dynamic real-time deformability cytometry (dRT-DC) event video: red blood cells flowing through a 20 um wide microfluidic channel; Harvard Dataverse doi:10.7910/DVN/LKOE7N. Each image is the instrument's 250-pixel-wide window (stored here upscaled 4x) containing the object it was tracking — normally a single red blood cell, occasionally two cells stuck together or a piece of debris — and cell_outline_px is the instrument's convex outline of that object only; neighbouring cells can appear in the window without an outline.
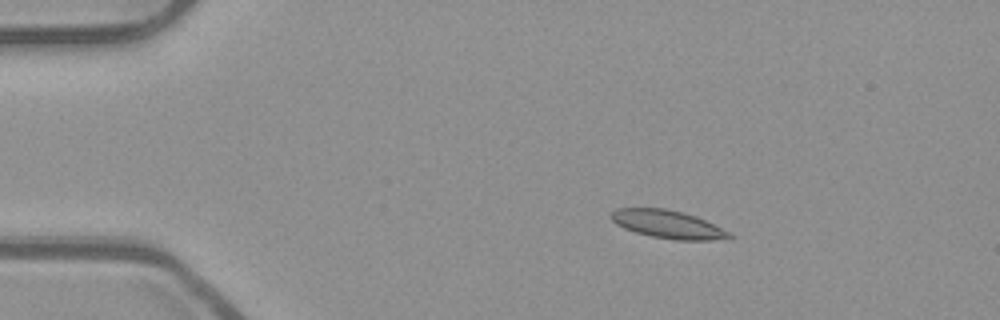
{"species": "common noctule bat (a hibernating species)", "species_latin": "Nyctalus noctula", "temperature_condition": "room temperature", "stored_images_in_passage": 43, "camera_frame_rate_fps": 3000, "um_per_image_px": 0.085, "animal": {"sex": "male", "body_mass_g": 23.1, "forearm_length_mm": 52.7}, "frame": {"image": 1, "passage_image": 1, "time_ms": 0.0, "image_size_px": [1000, 320], "cell_outline_px": [[736, 236], [732, 240], [676, 240], [652, 236], [636, 232], [624, 228], [616, 224], [612, 220], [612, 212], [616, 208], [664, 208], [684, 212], [696, 216]], "centroid_in_image_um": [56.82, 19.08], "position_along_channel_um": 28.2, "area_um2": 19.31}}
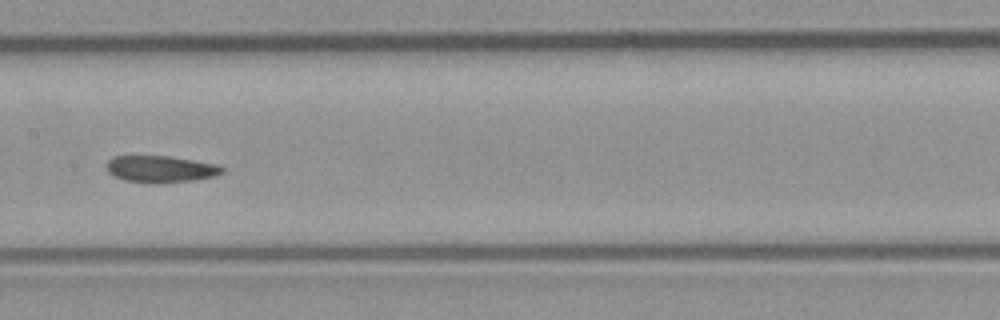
{"frame": {"image": 2, "passage_image": 19, "time_ms": 6.0, "image_size_px": [1000, 320], "cell_outline_px": [[224, 172], [216, 176], [192, 180], [160, 184], [156, 184], [124, 180], [108, 172], [104, 164], [112, 156], [168, 156], [220, 164], [224, 168]], "centroid_in_image_um": [13.67, 14.37], "position_along_channel_um": 193.7, "area_um2": 18.32}}
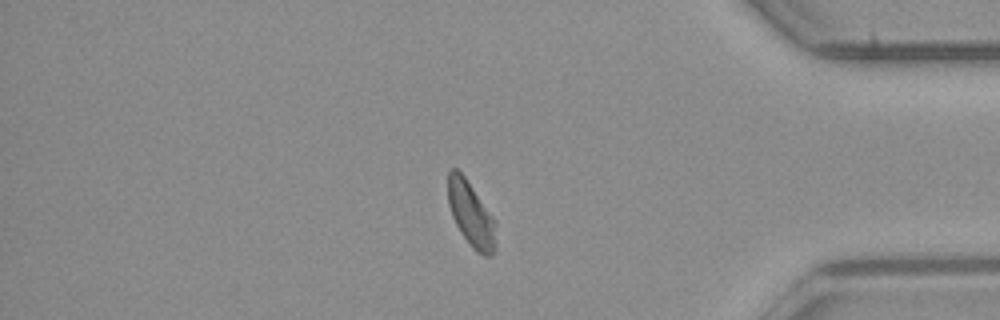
{"frame": {"image": 3, "passage_image": 37, "time_ms": 12.0, "image_size_px": [1000, 320], "cell_outline_px": [[496, 248], [492, 256], [484, 256], [476, 252], [472, 248], [460, 232], [452, 216], [448, 204], [448, 172], [452, 168], [456, 168], [464, 176], [496, 220]], "centroid_in_image_um": [40.06, 18.25], "position_along_channel_um": 395.1, "area_um2": 18.32}, "authors_computed_cell_mechanics": {"area_um2": 18.6694, "velocity_mm_per_s": 3.8538, "shape_relaxation_time_tau1_ms": null, "shape_relaxation_time_tau2_ms": 2.4053, "deformation_change_tau1": null, "deformation_change_tau2": 0.0733}}